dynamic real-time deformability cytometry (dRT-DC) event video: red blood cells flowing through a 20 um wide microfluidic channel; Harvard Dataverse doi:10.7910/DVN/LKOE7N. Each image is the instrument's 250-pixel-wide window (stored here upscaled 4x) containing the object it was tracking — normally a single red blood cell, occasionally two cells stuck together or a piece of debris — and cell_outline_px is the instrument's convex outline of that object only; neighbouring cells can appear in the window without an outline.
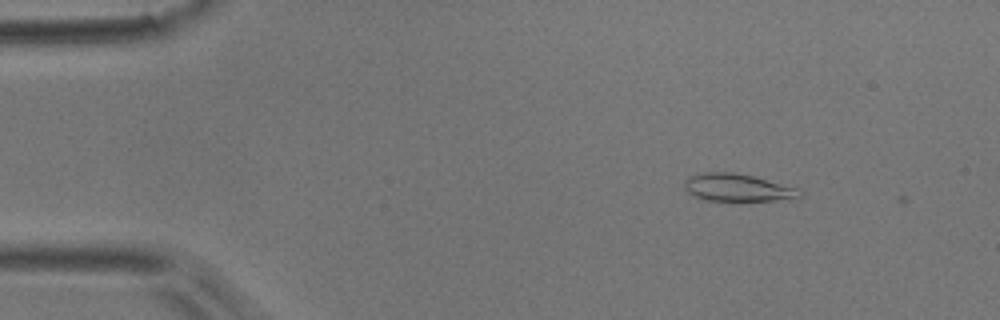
{"species": "common noctule bat (a hibernating species)", "species_latin": "Nyctalus noctula", "temperature_condition": "room temperature", "stored_images_in_passage": 2, "camera_frame_rate_fps": 3000, "um_per_image_px": 0.085, "animal": {"sex": "male", "body_mass_g": 17.9}, "frame": {"image": 1, "passage_image": 1, "time_ms": 0.0, "image_size_px": [1000, 320], "cell_outline_px": [[804, 196], [772, 200], [704, 200], [688, 192], [684, 188], [684, 180], [688, 176], [704, 172], [732, 172], [752, 176], [800, 188], [804, 192]], "centroid_in_image_um": [62.69, 15.93], "position_along_channel_um": 22.3, "area_um2": 18.38}}